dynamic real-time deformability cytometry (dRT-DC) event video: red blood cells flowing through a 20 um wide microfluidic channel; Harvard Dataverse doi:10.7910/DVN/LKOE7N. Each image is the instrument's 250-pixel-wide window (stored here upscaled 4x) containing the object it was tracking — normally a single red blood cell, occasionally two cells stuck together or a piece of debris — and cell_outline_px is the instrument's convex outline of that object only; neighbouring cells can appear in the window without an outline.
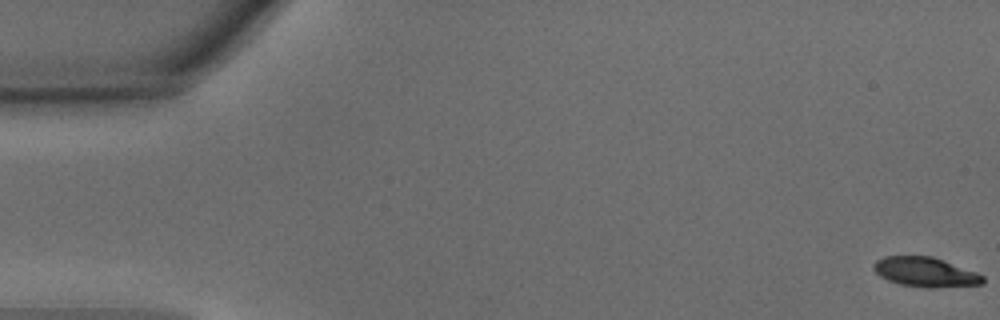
{"species": "common noctule bat (a hibernating species)", "species_latin": "Nyctalus noctula", "temperature_condition": "warm", "stored_images_in_passage": 47, "camera_frame_rate_fps": 3000, "um_per_image_px": 0.085, "animal": {"sex": "male", "body_mass_g": 15.6}, "frame": {"image": 1, "passage_image": 1, "time_ms": 0.0, "image_size_px": [1000, 320], "cell_outline_px": [[984, 284], [932, 288], [928, 288], [900, 284], [888, 280], [880, 276], [872, 268], [872, 264], [876, 260], [884, 256], [932, 256], [976, 272], [984, 276]], "centroid_in_image_um": [78.64, 23.12], "position_along_channel_um": 6.4, "area_um2": 18.84}}
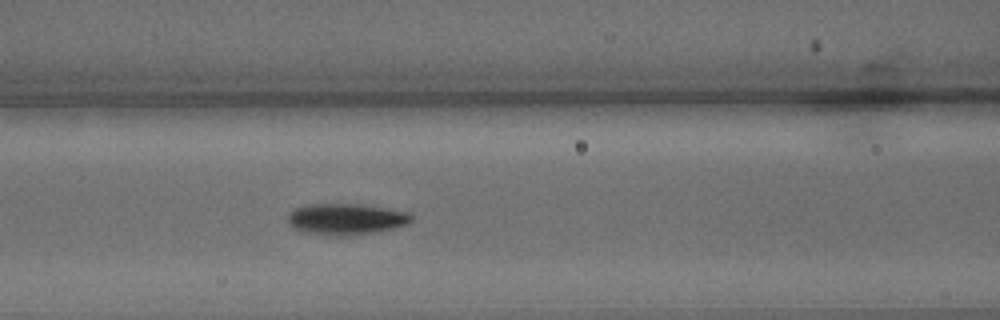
{"frame": {"image": 2, "passage_image": 20, "time_ms": 6.333, "image_size_px": [1000, 320], "cell_outline_px": [[412, 220], [408, 224], [380, 232], [348, 236], [328, 236], [304, 232], [292, 228], [288, 224], [288, 216], [296, 208], [312, 204], [356, 204], [408, 212], [412, 216]], "centroid_in_image_um": [29.41, 18.65], "position_along_channel_um": 137.2, "area_um2": 22.54}}
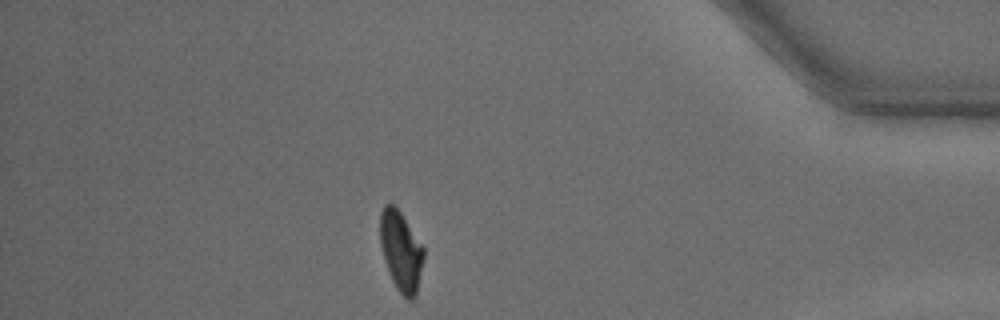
{"frame": {"image": 3, "passage_image": 41, "time_ms": 13.333, "image_size_px": [1000, 320], "cell_outline_px": [[424, 256], [416, 296], [412, 300], [408, 300], [396, 288], [392, 280], [384, 260], [380, 244], [380, 212], [384, 204], [392, 204], [400, 212], [424, 248]], "centroid_in_image_um": [34.07, 21.36], "position_along_channel_um": 401.1, "area_um2": 20.11}, "authors_computed_cell_mechanics": {"area_um2": 20.7502, "velocity_mm_per_s": 4.3589, "shape_relaxation_time_tau1_ms": 1.7726, "shape_relaxation_time_tau2_ms": 1.7448, "deformation_change_tau1": 0.1549, "deformation_change_tau2": 0.0719}}